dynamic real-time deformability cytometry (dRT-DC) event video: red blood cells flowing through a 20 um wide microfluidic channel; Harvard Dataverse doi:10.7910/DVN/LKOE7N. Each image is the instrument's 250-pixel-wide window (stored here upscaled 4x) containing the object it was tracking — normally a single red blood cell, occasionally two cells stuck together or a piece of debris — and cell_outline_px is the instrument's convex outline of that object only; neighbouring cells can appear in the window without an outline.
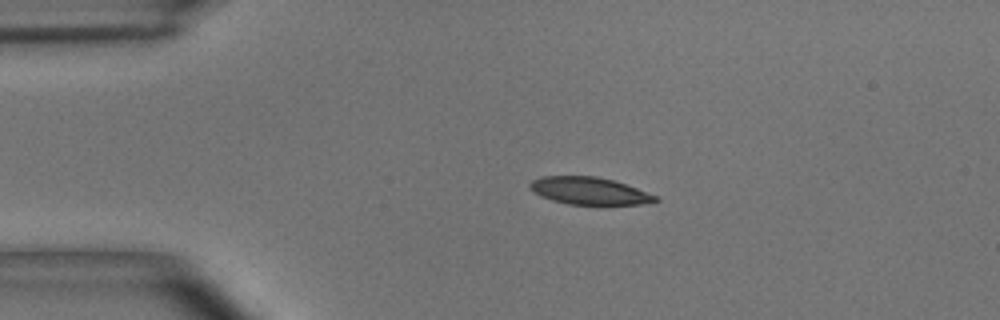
{"species": "common noctule bat (a hibernating species)", "species_latin": "Nyctalus noctula", "temperature_condition": "room temperature", "stored_images_in_passage": 44, "camera_frame_rate_fps": 3000, "um_per_image_px": 0.085, "animal": {"sex": "male", "body_mass_g": 15.6}, "frame": {"image": 1, "passage_image": 1, "time_ms": 0.0, "image_size_px": [1000, 320], "cell_outline_px": [[660, 200], [640, 204], [568, 204], [552, 200], [540, 196], [528, 184], [532, 180], [544, 176], [596, 176], [612, 180], [636, 188], [656, 196]], "centroid_in_image_um": [50.06, 16.22], "position_along_channel_um": 34.9, "area_um2": 19.54}}
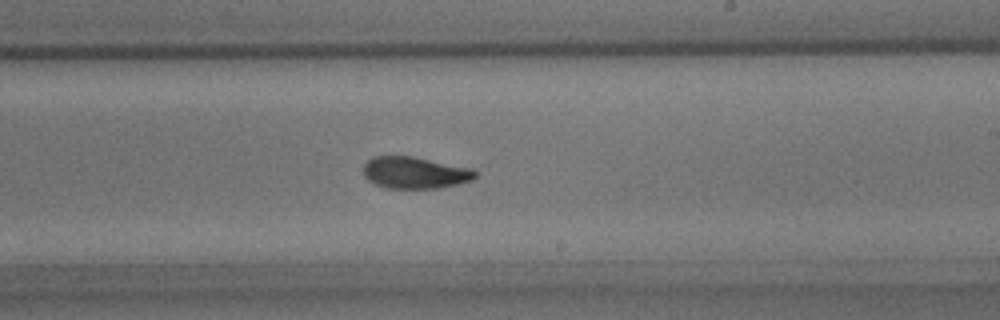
{"frame": {"image": 2, "passage_image": 22, "time_ms": 7.0, "image_size_px": [1000, 320], "cell_outline_px": [[476, 176], [472, 180], [456, 184], [436, 188], [388, 188], [376, 184], [368, 180], [364, 176], [364, 164], [372, 156], [412, 156], [472, 168], [476, 172]], "centroid_in_image_um": [35.25, 14.67], "position_along_channel_um": 253.7, "area_um2": 20.58}}
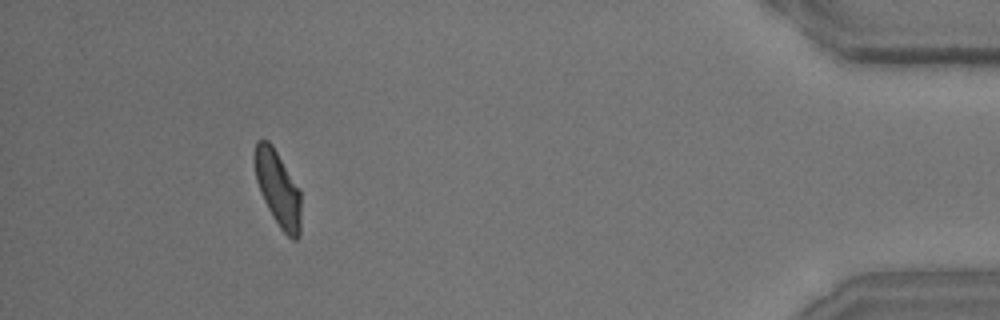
{"frame": {"image": 3, "passage_image": 40, "time_ms": 13.0, "image_size_px": [1000, 320], "cell_outline_px": [[300, 236], [296, 240], [292, 240], [280, 228], [272, 216], [260, 192], [256, 180], [256, 140], [268, 140], [272, 144], [300, 188]], "centroid_in_image_um": [23.66, 16.06], "position_along_channel_um": 411.5, "area_um2": 20.17}, "authors_computed_cell_mechanics": {"area_um2": 21.2704, "velocity_mm_per_s": 3.6332, "shape_relaxation_time_tau1_ms": 3.9566, "shape_relaxation_time_tau2_ms": 2.0096, "deformation_change_tau1": 0.1458, "deformation_change_tau2": 0.071}}